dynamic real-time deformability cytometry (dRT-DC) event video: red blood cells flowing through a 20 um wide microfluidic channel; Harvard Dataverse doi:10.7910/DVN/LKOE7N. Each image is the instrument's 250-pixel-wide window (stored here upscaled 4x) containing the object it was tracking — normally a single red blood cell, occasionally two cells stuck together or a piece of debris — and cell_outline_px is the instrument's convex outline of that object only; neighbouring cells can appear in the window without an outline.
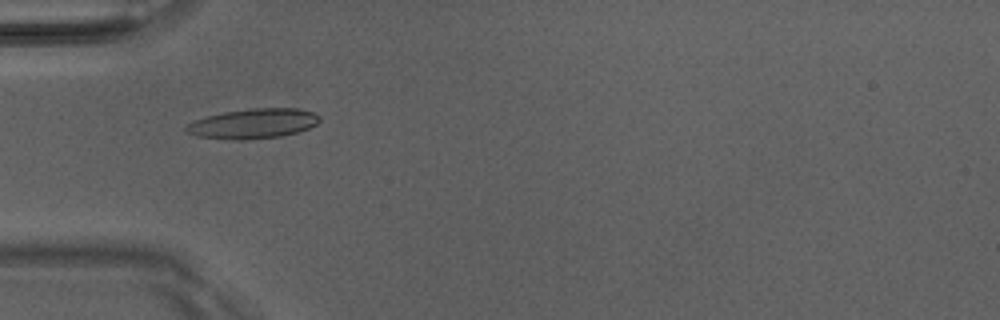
{"species": "Egyptian fruit bat (a non-hibernating species)", "species_latin": "Rousettus aegyptiacus", "temperature_condition": "room temperature", "stored_images_in_passage": 30, "camera_frame_rate_fps": 3000, "um_per_image_px": 0.085, "animal": {"sex": "male"}, "frame": {"image": 1, "passage_image": 1, "time_ms": 0.0, "image_size_px": [1000, 320], "cell_outline_px": [[320, 120], [316, 124], [308, 128], [296, 132], [280, 136], [244, 140], [232, 140], [196, 136], [184, 132], [184, 128], [188, 124], [196, 120], [208, 116], [224, 112], [252, 108], [300, 108], [312, 112], [320, 116]], "centroid_in_image_um": [21.5, 10.51], "position_along_channel_um": 63.5, "area_um2": 23.18}}
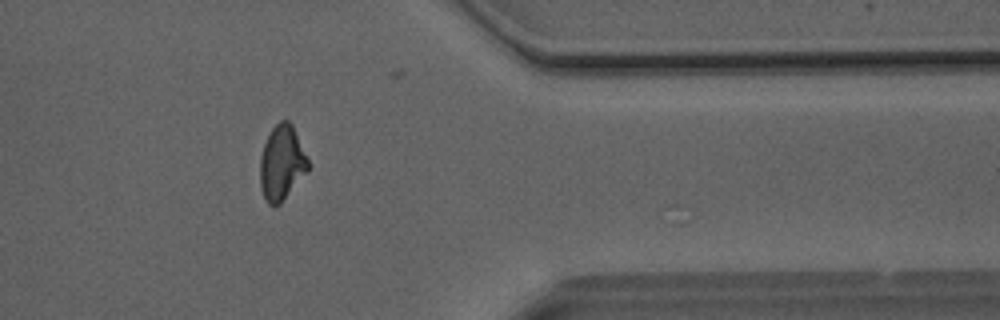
{"frame": {"image": 2, "passage_image": 26, "time_ms": 8.333, "image_size_px": [1000, 320], "cell_outline_px": [[308, 168], [280, 204], [268, 204], [260, 188], [260, 156], [264, 144], [272, 128], [280, 120], [288, 120], [292, 124], [308, 160]], "centroid_in_image_um": [23.92, 13.82], "position_along_channel_um": 387.5, "area_um2": 20.4}, "authors_computed_cell_mechanics": {"area_um2": 21.0392, "velocity_mm_per_s": 4.1003, "shape_relaxation_time_tau1_ms": 4.6831, "shape_relaxation_time_tau2_ms": 2.8874, "deformation_change_tau1": 0.1665, "deformation_change_tau2": 0.0831}}